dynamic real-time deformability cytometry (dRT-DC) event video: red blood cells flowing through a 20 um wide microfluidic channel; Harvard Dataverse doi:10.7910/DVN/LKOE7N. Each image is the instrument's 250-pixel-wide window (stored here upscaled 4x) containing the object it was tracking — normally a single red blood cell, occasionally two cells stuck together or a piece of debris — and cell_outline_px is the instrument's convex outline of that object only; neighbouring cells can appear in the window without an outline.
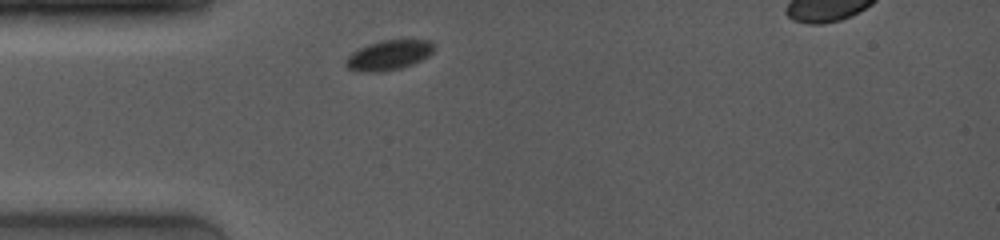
{"species": "common noctule bat (a hibernating species)", "species_latin": "Nyctalus noctula", "temperature_condition": "room temperature", "stored_images_in_passage": 15, "camera_frame_rate_fps": 4000, "um_per_image_px": 0.085, "animal": {"sex": "female", "body_mass_g": 19.0, "forearm_length_mm": 53.3}, "frame": {"image": 1, "passage_image": 1, "time_ms": 0.0, "image_size_px": [1000, 240], "cell_outline_px": [[436, 48], [428, 56], [412, 64], [400, 68], [384, 72], [356, 72], [348, 68], [344, 64], [344, 60], [352, 52], [368, 44], [384, 40], [428, 40]], "centroid_in_image_um": [33.0, 4.71], "position_along_channel_um": 52.0, "area_um2": 15.37}}
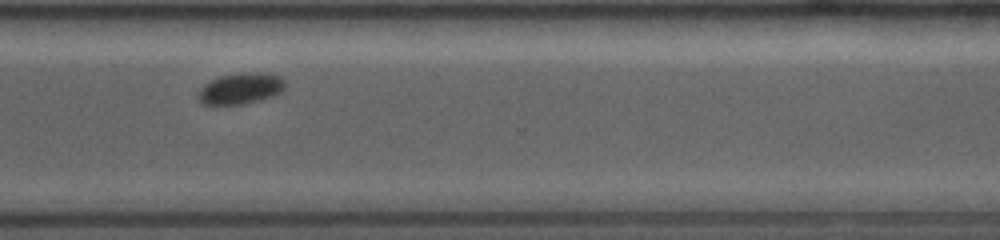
{"frame": {"image": 2, "passage_image": 12, "time_ms": 8.0, "image_size_px": [1000, 240], "cell_outline_px": [[284, 88], [280, 92], [272, 96], [260, 100], [244, 104], [200, 104], [200, 92], [204, 84], [220, 76], [244, 72], [264, 72], [280, 76], [284, 80]], "centroid_in_image_um": [20.49, 7.51], "position_along_channel_um": 350.1, "area_um2": 15.55}}
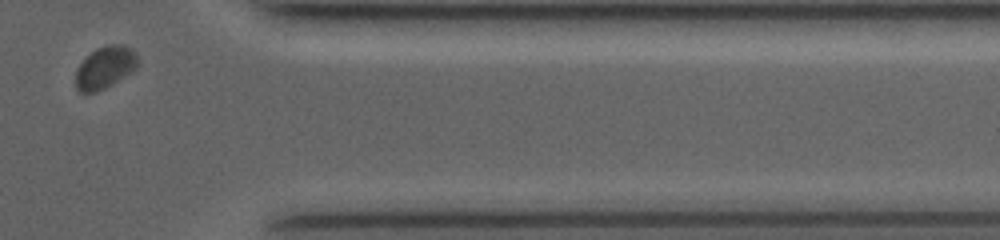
{"frame": {"image": 3, "passage_image": 14, "time_ms": 9.5, "image_size_px": [1000, 240], "cell_outline_px": [[140, 64], [132, 72], [112, 84], [96, 92], [80, 92], [76, 88], [76, 68], [96, 48], [108, 44], [120, 44], [132, 48], [136, 52]], "centroid_in_image_um": [8.97, 5.72], "position_along_channel_um": 402.4, "area_um2": 15.32}, "authors_computed_cell_mechanics": {"area_um2": 16.1262, "velocity_mm_per_s": 3.8384, "shape_relaxation_time_tau1_ms": 2.3316, "shape_relaxation_time_tau2_ms": null, "deformation_change_tau1": 0.0508, "deformation_change_tau2": null}}